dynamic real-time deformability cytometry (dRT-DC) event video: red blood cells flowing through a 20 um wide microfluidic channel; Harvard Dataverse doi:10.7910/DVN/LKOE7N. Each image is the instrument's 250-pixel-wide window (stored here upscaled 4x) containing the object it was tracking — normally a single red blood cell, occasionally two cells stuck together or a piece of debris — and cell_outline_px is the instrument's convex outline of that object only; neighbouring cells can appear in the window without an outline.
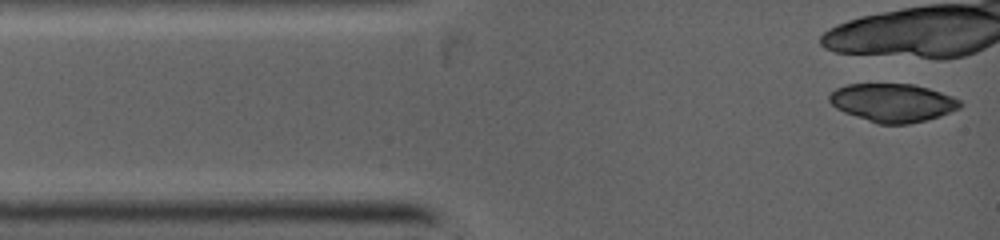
{"species": "common noctule bat (a hibernating species)", "species_latin": "Nyctalus noctula", "temperature_condition": "warm", "stored_images_in_passage": 3, "camera_frame_rate_fps": 5000, "um_per_image_px": 0.085, "animal": {"sex": "female", "body_mass_g": 19.0, "forearm_length_mm": 53.3}, "frame": {"image": 1, "passage_image": 1, "time_ms": 0.0, "image_size_px": [1000, 240], "cell_outline_px": [[964, 104], [960, 108], [940, 116], [928, 120], [908, 124], [876, 124], [844, 112], [836, 108], [828, 100], [828, 96], [836, 88], [848, 84], [912, 84], [928, 88], [952, 96], [960, 100]], "centroid_in_image_um": [75.89, 8.74], "position_along_channel_um": 9.1, "area_um2": 29.3}}